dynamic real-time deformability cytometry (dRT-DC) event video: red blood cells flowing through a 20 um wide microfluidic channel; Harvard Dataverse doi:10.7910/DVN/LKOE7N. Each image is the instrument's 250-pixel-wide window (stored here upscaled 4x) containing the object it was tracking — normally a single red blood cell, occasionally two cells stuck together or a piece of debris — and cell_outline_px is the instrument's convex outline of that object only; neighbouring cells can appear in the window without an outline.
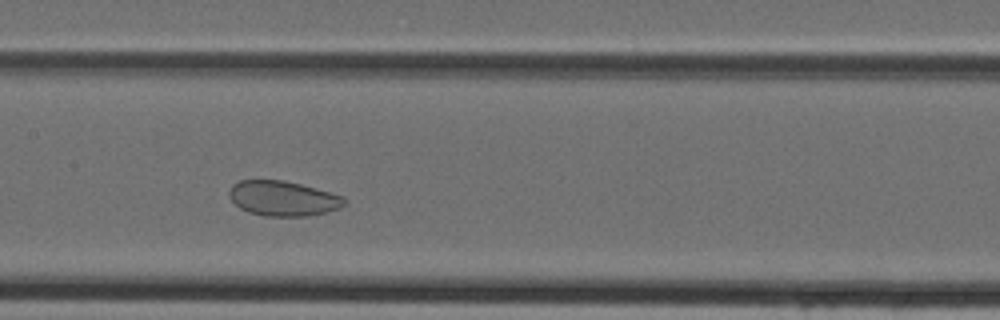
{"species": "Egyptian fruit bat (a non-hibernating species)", "species_latin": "Rousettus aegyptiacus", "temperature_condition": "cold", "stored_images_in_passage": 38, "camera_frame_rate_fps": 3000, "um_per_image_px": 0.085, "animal": {"sex": "female"}, "frame": {"image": 1, "passage_image": 15, "time_ms": 4.667, "image_size_px": [1000, 320], "cell_outline_px": [[348, 200], [340, 208], [308, 216], [264, 216], [248, 212], [240, 208], [228, 196], [228, 192], [232, 184], [240, 180], [284, 180], [300, 184], [344, 196]], "centroid_in_image_um": [24.04, 16.86], "position_along_channel_um": 183.4, "area_um2": 23.52}}
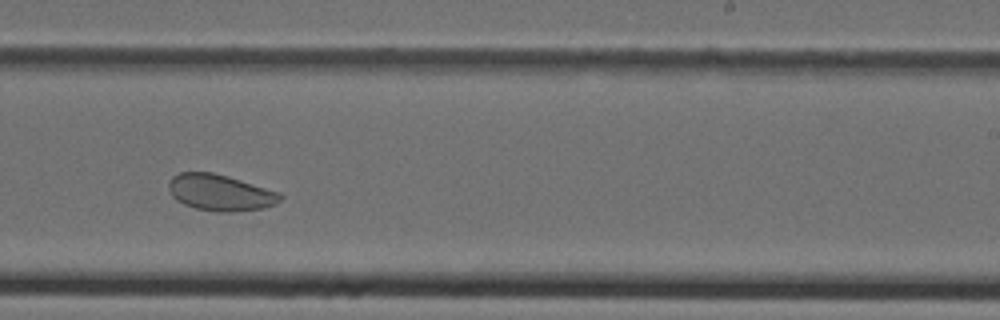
{"frame": {"image": 2, "passage_image": 21, "time_ms": 6.667, "image_size_px": [1000, 320], "cell_outline_px": [[284, 196], [276, 204], [264, 208], [232, 212], [216, 212], [196, 208], [184, 204], [176, 200], [172, 196], [168, 188], [168, 184], [172, 176], [180, 172], [212, 172], [228, 176], [280, 192]], "centroid_in_image_um": [18.72, 16.37], "position_along_channel_um": 270.3, "area_um2": 23.76}}
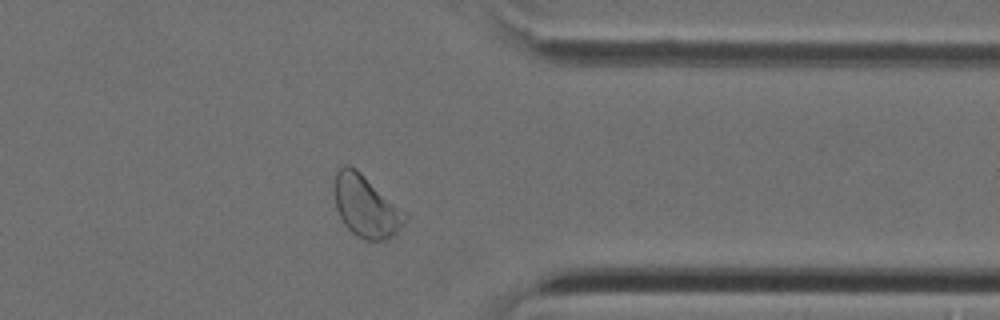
{"frame": {"image": 3, "passage_image": 29, "time_ms": 9.333, "image_size_px": [1000, 320], "cell_outline_px": [[408, 216], [400, 228], [396, 232], [384, 240], [364, 240], [356, 236], [344, 224], [336, 208], [336, 172], [344, 164], [348, 164], [356, 168]], "centroid_in_image_um": [31.08, 17.55], "position_along_channel_um": 380.3, "area_um2": 24.62}}